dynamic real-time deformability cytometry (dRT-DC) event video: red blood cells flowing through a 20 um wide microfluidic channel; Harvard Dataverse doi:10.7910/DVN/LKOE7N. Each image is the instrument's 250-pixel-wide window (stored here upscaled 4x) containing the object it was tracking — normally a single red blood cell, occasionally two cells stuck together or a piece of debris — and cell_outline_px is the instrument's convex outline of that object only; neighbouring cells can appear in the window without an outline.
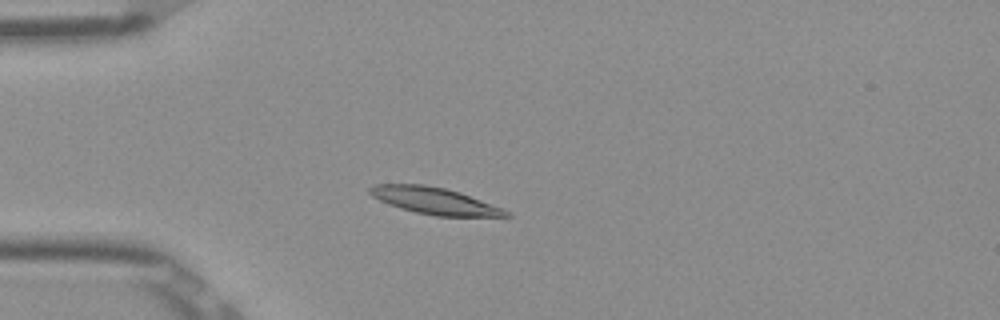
{"species": "Egyptian fruit bat (a non-hibernating species)", "species_latin": "Rousettus aegyptiacus", "temperature_condition": "room temperature", "stored_images_in_passage": 50, "camera_frame_rate_fps": 3000, "um_per_image_px": 0.085, "frame": {"image": 1, "passage_image": 12, "time_ms": 3.667, "image_size_px": [1000, 320], "cell_outline_px": [[512, 216], [436, 216], [416, 212], [400, 208], [388, 204], [372, 196], [368, 192], [368, 188], [372, 184], [424, 184], [444, 188], [460, 192], [504, 208]], "centroid_in_image_um": [36.91, 17.06], "position_along_channel_um": 48.1, "area_um2": 21.21}}
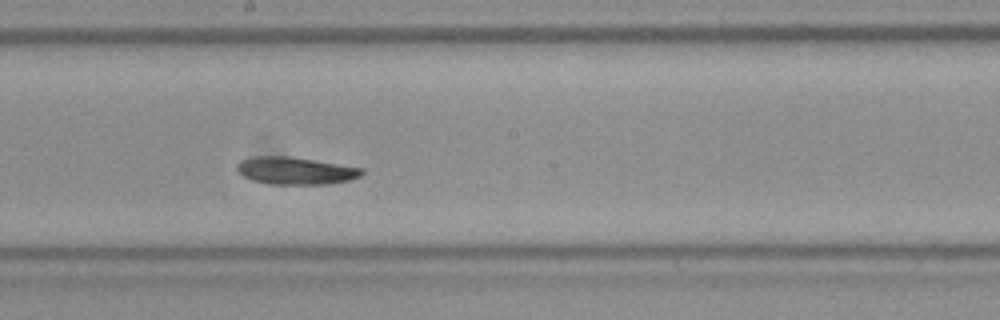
{"frame": {"image": 2, "passage_image": 27, "time_ms": 8.667, "image_size_px": [1000, 320], "cell_outline_px": [[364, 172], [360, 176], [348, 180], [328, 184], [268, 184], [252, 180], [244, 176], [236, 168], [236, 164], [240, 160], [256, 156], [288, 156], [316, 160], [364, 168]], "centroid_in_image_um": [25.12, 14.5], "position_along_channel_um": 223.1, "area_um2": 19.94}}
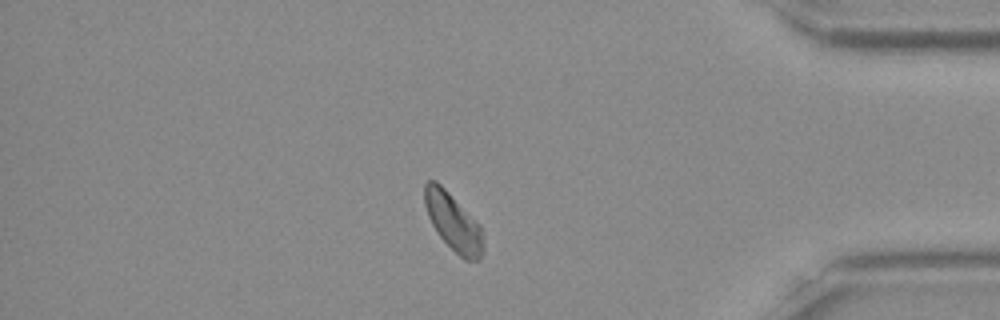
{"frame": {"image": 3, "passage_image": 43, "time_ms": 14.0, "image_size_px": [1000, 320], "cell_outline_px": [[484, 252], [480, 260], [464, 260], [440, 236], [432, 224], [428, 216], [424, 204], [424, 184], [428, 180], [436, 180], [480, 224], [484, 232]], "centroid_in_image_um": [38.56, 18.89], "position_along_channel_um": 396.6, "area_um2": 19.71}, "authors_computed_cell_mechanics": {"area_um2": 20.0566, "velocity_mm_per_s": 3.8376, "shape_relaxation_time_tau1_ms": null, "shape_relaxation_time_tau2_ms": 7.0005, "deformation_change_tau1": null, "deformation_change_tau2": 0.1306}}